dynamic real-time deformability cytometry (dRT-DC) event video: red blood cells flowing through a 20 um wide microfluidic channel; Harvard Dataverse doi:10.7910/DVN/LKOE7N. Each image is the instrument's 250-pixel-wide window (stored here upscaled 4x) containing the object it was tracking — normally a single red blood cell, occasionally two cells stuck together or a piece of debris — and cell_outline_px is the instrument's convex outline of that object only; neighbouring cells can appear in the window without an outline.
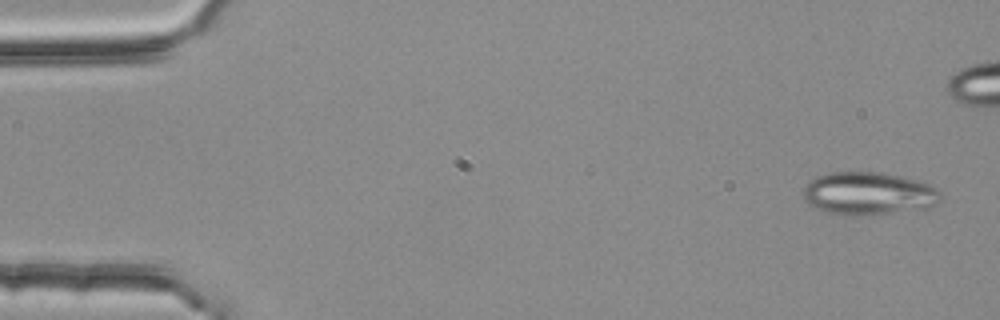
{"species": "common noctule bat (a hibernating species)", "species_latin": "Nyctalus noctula", "temperature_condition": "room temperature", "stored_images_in_passage": 6, "camera_frame_rate_fps": 3000, "um_per_image_px": 0.085, "animal": {"sex": "female", "body_mass_g": 25.1}, "frame": {"image": 1, "passage_image": 1, "time_ms": 0.0, "image_size_px": [1000, 320], "cell_outline_px": [[940, 200], [936, 204], [928, 208], [868, 216], [844, 216], [828, 212], [816, 208], [808, 204], [804, 200], [804, 184], [816, 176], [828, 172], [880, 172], [904, 176], [928, 184], [936, 188], [940, 192]], "centroid_in_image_um": [73.8, 16.46], "position_along_channel_um": 11.2, "area_um2": 34.85}}
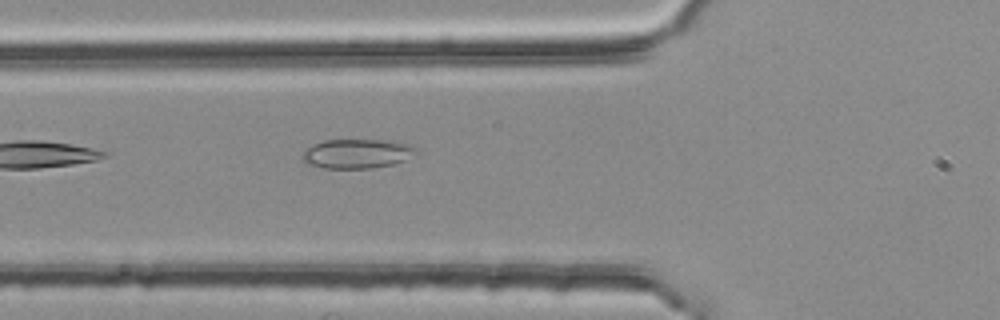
{"frame": {"image": 2, "passage_image": 6, "time_ms": 1.667, "image_size_px": [1000, 320], "cell_outline_px": [[416, 152], [408, 160], [392, 164], [372, 168], [324, 168], [308, 164], [304, 160], [304, 152], [312, 144], [324, 140], [392, 140], [412, 144], [416, 148]], "centroid_in_image_um": [30.42, 13.05], "position_along_channel_um": 95.4, "area_um2": 19.48}}